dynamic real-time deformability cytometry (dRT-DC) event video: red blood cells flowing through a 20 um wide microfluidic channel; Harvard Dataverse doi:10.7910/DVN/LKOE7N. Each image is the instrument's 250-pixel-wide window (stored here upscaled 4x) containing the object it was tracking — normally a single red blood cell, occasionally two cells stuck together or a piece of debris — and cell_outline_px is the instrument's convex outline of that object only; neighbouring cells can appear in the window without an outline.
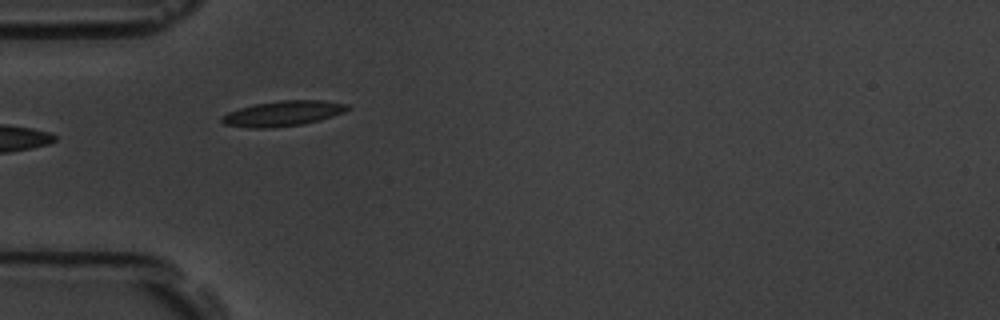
{"species": "common noctule bat (a hibernating species)", "species_latin": "Nyctalus noctula", "temperature_condition": "room temperature", "stored_images_in_passage": 7, "camera_frame_rate_fps": 3000, "um_per_image_px": 0.085, "animal": {"sex": "male", "body_mass_g": 19.5, "forearm_length_mm": 54.6}, "frame": {"image": 1, "passage_image": 5, "time_ms": 4.333, "image_size_px": [1000, 320], "cell_outline_px": [[352, 108], [344, 112], [320, 120], [304, 124], [272, 128], [248, 128], [224, 124], [220, 120], [220, 116], [228, 112], [240, 108], [256, 104], [280, 100], [324, 100], [348, 104]], "centroid_in_image_um": [24.06, 9.65], "position_along_channel_um": 60.9, "area_um2": 18.67}}
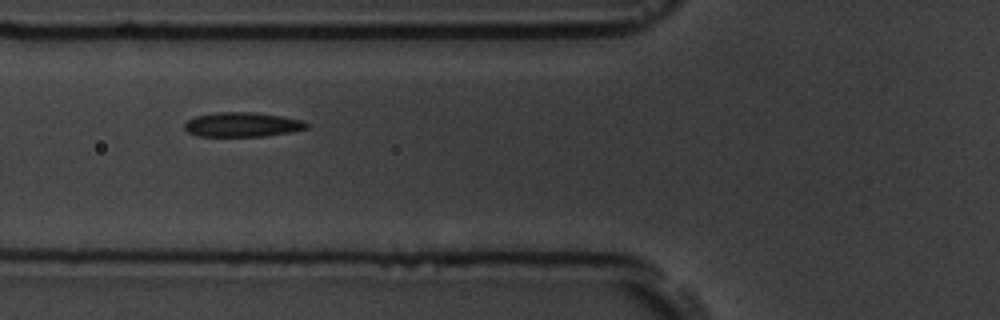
{"frame": {"image": 2, "passage_image": 6, "time_ms": 5.667, "image_size_px": [1000, 320], "cell_outline_px": [[308, 128], [292, 132], [264, 136], [196, 136], [188, 132], [184, 128], [184, 124], [188, 120], [196, 116], [212, 112], [252, 112], [280, 116], [304, 120], [308, 124]], "centroid_in_image_um": [20.59, 10.59], "position_along_channel_um": 105.2, "area_um2": 17.51}}
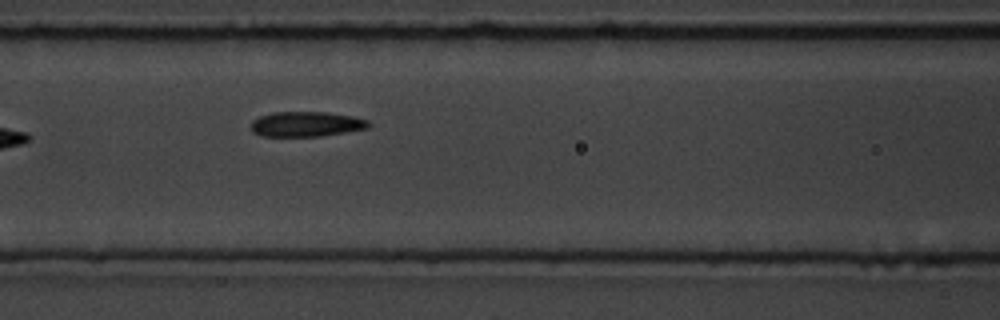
{"frame": {"image": 3, "passage_image": 7, "time_ms": 6.667, "image_size_px": [1000, 320], "cell_outline_px": [[372, 124], [368, 128], [320, 136], [260, 136], [252, 132], [252, 120], [260, 116], [272, 112], [328, 112], [352, 116], [368, 120]], "centroid_in_image_um": [26.03, 10.54], "position_along_channel_um": 140.6, "area_um2": 17.17}}